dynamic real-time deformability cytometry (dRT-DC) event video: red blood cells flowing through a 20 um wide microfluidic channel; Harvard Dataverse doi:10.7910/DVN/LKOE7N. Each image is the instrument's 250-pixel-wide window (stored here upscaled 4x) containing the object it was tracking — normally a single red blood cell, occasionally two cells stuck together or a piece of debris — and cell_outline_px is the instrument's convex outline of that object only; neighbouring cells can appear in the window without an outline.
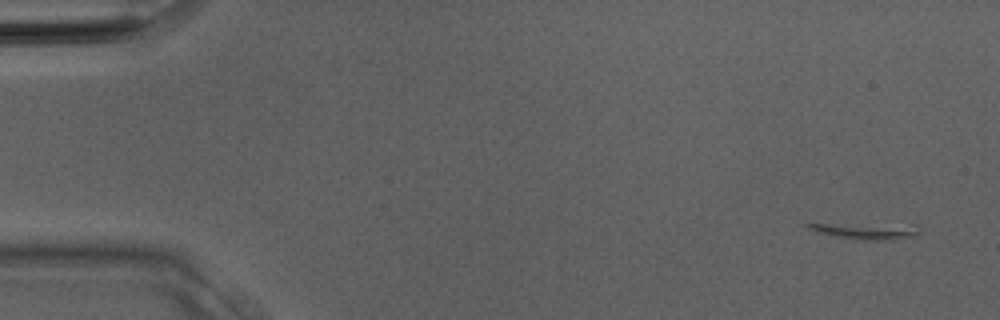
{"species": "Egyptian fruit bat (a non-hibernating species)", "species_latin": "Rousettus aegyptiacus", "temperature_condition": "room temperature", "stored_images_in_passage": 3, "camera_frame_rate_fps": 3000, "um_per_image_px": 0.085, "animal": {"sex": "male"}, "frame": {"image": 1, "passage_image": 1, "time_ms": 0.0, "image_size_px": [1000, 320], "cell_outline_px": [[920, 232], [916, 236], [896, 240], [852, 240], [816, 232], [800, 224], [920, 224]], "centroid_in_image_um": [73.74, 19.64], "position_along_channel_um": 11.3, "area_um2": 10.98}}